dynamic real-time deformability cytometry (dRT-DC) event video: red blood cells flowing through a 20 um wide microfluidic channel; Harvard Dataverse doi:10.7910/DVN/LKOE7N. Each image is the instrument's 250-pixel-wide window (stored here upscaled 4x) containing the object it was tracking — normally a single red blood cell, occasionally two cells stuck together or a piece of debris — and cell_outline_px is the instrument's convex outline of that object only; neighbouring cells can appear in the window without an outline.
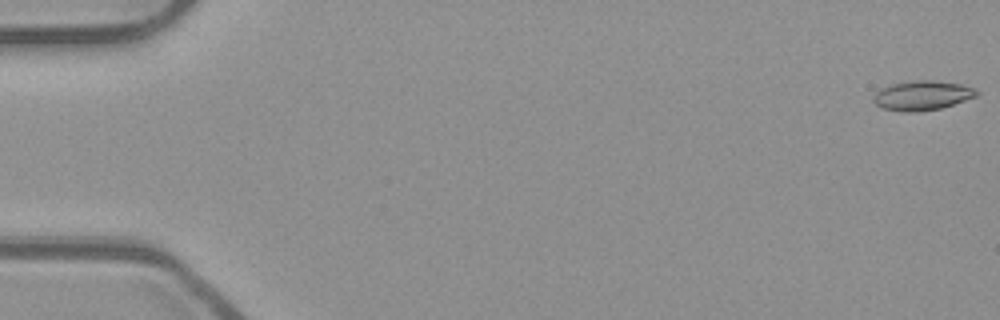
{"species": "common noctule bat (a hibernating species)", "species_latin": "Nyctalus noctula", "temperature_condition": "room temperature", "stored_images_in_passage": 53, "camera_frame_rate_fps": 3000, "um_per_image_px": 0.085, "animal": {"sex": "male", "body_mass_g": 23.1, "forearm_length_mm": 52.7}, "frame": {"image": 1, "passage_image": 1, "time_ms": 0.0, "image_size_px": [1000, 320], "cell_outline_px": [[980, 92], [976, 96], [940, 108], [916, 112], [904, 112], [884, 108], [876, 104], [872, 100], [876, 92], [880, 88], [892, 84], [916, 80], [932, 80], [960, 84], [972, 88]], "centroid_in_image_um": [78.36, 8.11], "position_along_channel_um": 6.6, "area_um2": 17.46}}
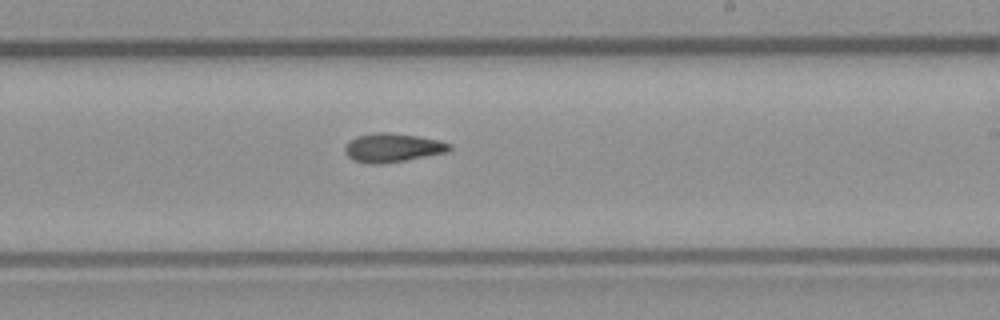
{"frame": {"image": 2, "passage_image": 32, "time_ms": 10.333, "image_size_px": [1000, 320], "cell_outline_px": [[452, 148], [448, 152], [404, 160], [380, 164], [368, 164], [352, 160], [344, 152], [344, 148], [348, 140], [356, 136], [376, 132], [388, 132], [416, 136], [440, 140], [452, 144]], "centroid_in_image_um": [33.34, 12.55], "position_along_channel_um": 255.7, "area_um2": 17.69}}
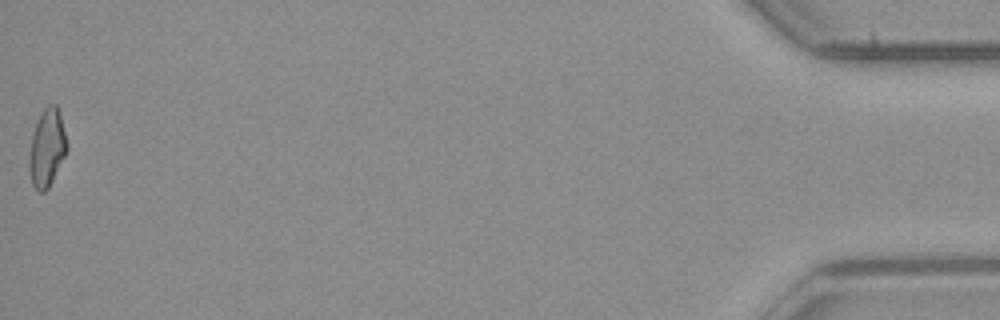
{"frame": {"image": 3, "passage_image": 53, "time_ms": 17.333, "image_size_px": [1000, 320], "cell_outline_px": [[68, 148], [48, 188], [44, 192], [40, 192], [32, 184], [28, 168], [28, 160], [32, 132], [40, 112], [48, 104], [56, 104], [60, 112], [68, 144]], "centroid_in_image_um": [3.98, 12.53], "position_along_channel_um": 431.2, "area_um2": 17.22}, "authors_computed_cell_mechanics": {"area_um2": 17.2244, "velocity_mm_per_s": 3.9683, "shape_relaxation_time_tau1_ms": null, "shape_relaxation_time_tau2_ms": 5.9544, "deformation_change_tau1": null, "deformation_change_tau2": 0.1451}}